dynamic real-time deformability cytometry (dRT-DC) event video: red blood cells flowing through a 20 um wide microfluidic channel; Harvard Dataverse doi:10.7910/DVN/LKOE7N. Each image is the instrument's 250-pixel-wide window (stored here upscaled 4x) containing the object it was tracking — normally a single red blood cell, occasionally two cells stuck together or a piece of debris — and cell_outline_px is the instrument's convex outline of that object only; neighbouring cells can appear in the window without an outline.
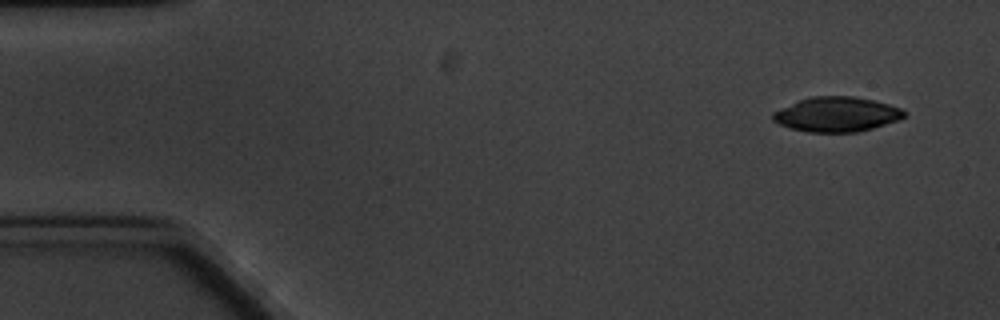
{"species": "common noctule bat (a hibernating species)", "species_latin": "Nyctalus noctula", "temperature_condition": "cold", "stored_images_in_passage": 4, "camera_frame_rate_fps": 3000, "um_per_image_px": 0.085, "animal": {"sex": "male", "body_mass_g": 20.1, "forearm_length_mm": 53.5}, "frame": {"image": 1, "passage_image": 1, "time_ms": 0.0, "image_size_px": [1000, 320], "cell_outline_px": [[908, 112], [900, 120], [872, 128], [856, 132], [808, 132], [788, 128], [776, 124], [772, 120], [772, 112], [800, 100], [812, 96], [852, 96], [872, 100], [888, 104], [900, 108]], "centroid_in_image_um": [71.1, 9.73], "position_along_channel_um": 13.9, "area_um2": 26.65}}
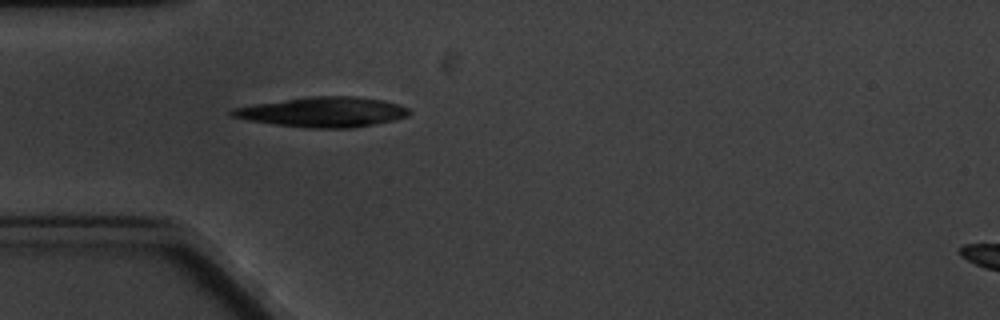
{"frame": {"image": 2, "passage_image": 4, "time_ms": 4.333, "image_size_px": [1000, 320], "cell_outline_px": [[412, 112], [408, 116], [392, 120], [352, 128], [308, 128], [276, 124], [248, 120], [228, 116], [228, 112], [232, 108], [256, 104], [312, 96], [352, 96], [384, 100], [408, 108]], "centroid_in_image_um": [27.43, 9.52], "position_along_channel_um": 57.6, "area_um2": 30.69}}